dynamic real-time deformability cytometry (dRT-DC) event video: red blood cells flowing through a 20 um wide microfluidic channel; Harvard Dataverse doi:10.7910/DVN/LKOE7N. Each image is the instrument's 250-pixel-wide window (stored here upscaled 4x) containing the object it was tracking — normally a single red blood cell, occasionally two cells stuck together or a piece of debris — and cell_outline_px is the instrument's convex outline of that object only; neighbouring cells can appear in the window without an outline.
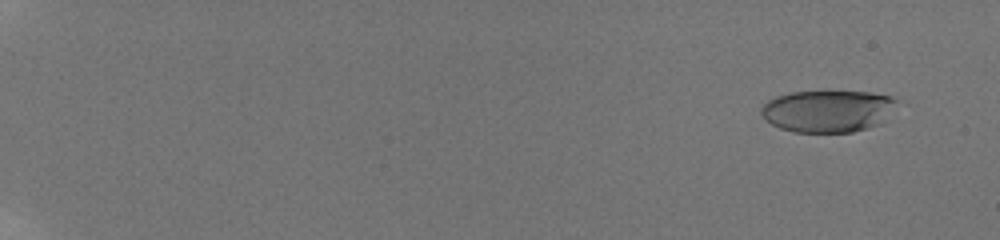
{"species": "human", "species_latin": "Homo sapiens", "temperature_condition": "room temperature", "stored_images_in_passage": 83, "camera_frame_rate_fps": 3000, "um_per_image_px": 0.085, "donor": {"sex": "male"}, "frame": {"image": 1, "passage_image": 6, "time_ms": 1.333, "image_size_px": [1000, 240], "cell_outline_px": [[896, 100], [880, 124], [868, 128], [852, 132], [796, 132], [780, 128], [764, 120], [760, 112], [760, 108], [768, 100], [776, 96], [792, 92], [868, 92], [892, 96]], "centroid_in_image_um": [70.28, 9.45], "position_along_channel_um": 14.7, "area_um2": 32.83}}
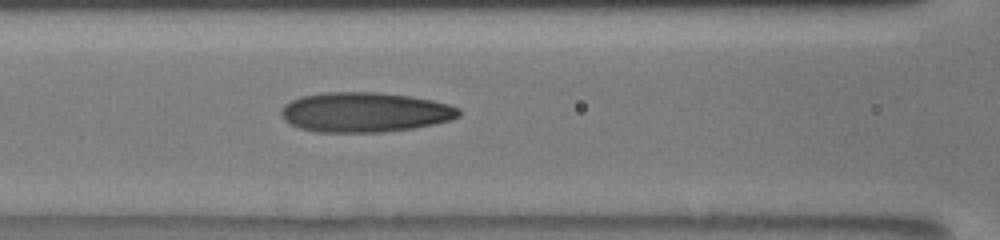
{"frame": {"image": 2, "passage_image": 43, "time_ms": 10.0, "image_size_px": [1000, 240], "cell_outline_px": [[460, 116], [452, 120], [412, 128], [384, 132], [316, 132], [300, 128], [284, 120], [280, 112], [284, 104], [300, 96], [324, 92], [376, 92], [408, 96], [432, 100], [448, 104], [460, 108]], "centroid_in_image_um": [31.0, 9.53], "position_along_channel_um": 135.6, "area_um2": 41.27}}
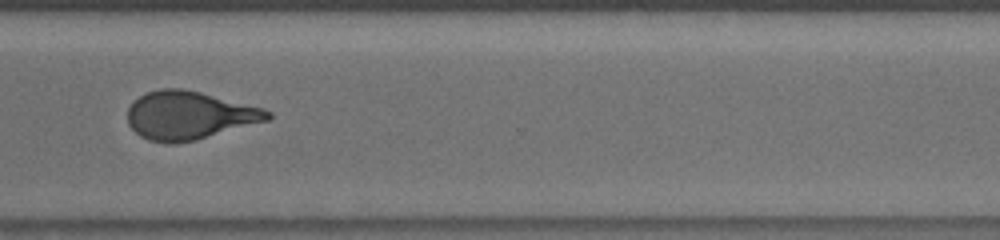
{"frame": {"image": 3, "passage_image": 68, "time_ms": 15.667, "image_size_px": [1000, 240], "cell_outline_px": [[272, 116], [268, 120], [196, 140], [148, 140], [140, 136], [128, 124], [128, 108], [140, 96], [148, 92], [160, 88], [180, 88], [200, 92], [264, 108], [272, 112]], "centroid_in_image_um": [16.11, 9.77], "position_along_channel_um": 354.5, "area_um2": 38.44}, "authors_computed_cell_mechanics": {"area_um2": 38.3792, "velocity_mm_per_s": 3.8672, "shape_relaxation_time_tau1_ms": 9.1134, "shape_relaxation_time_tau2_ms": 1.2107, "deformation_change_tau1": 0.3031, "deformation_change_tau2": 0.098}}